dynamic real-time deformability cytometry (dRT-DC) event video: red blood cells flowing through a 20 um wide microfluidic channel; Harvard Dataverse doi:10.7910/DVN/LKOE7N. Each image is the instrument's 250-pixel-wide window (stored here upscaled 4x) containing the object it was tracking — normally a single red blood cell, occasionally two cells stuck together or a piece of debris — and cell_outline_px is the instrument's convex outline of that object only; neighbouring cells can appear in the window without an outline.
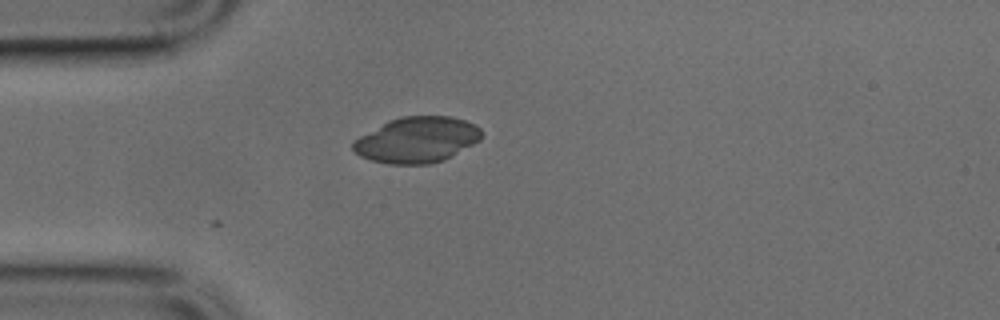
{"species": "common noctule bat (a hibernating species)", "species_latin": "Nyctalus noctula", "temperature_condition": "cold", "stored_images_in_passage": 5, "camera_frame_rate_fps": 3000, "um_per_image_px": 0.085, "animal": {"sex": "male", "body_mass_g": 17.9, "forearm_length_mm": 54.2}, "frame": {"image": 1, "passage_image": 1, "time_ms": 0.0, "image_size_px": [1000, 320], "cell_outline_px": [[484, 136], [480, 140], [452, 156], [444, 160], [428, 164], [388, 164], [372, 160], [360, 156], [352, 148], [352, 140], [388, 120], [400, 116], [448, 116], [464, 120], [480, 128], [484, 132]], "centroid_in_image_um": [35.44, 11.88], "position_along_channel_um": 49.6, "area_um2": 34.39}}